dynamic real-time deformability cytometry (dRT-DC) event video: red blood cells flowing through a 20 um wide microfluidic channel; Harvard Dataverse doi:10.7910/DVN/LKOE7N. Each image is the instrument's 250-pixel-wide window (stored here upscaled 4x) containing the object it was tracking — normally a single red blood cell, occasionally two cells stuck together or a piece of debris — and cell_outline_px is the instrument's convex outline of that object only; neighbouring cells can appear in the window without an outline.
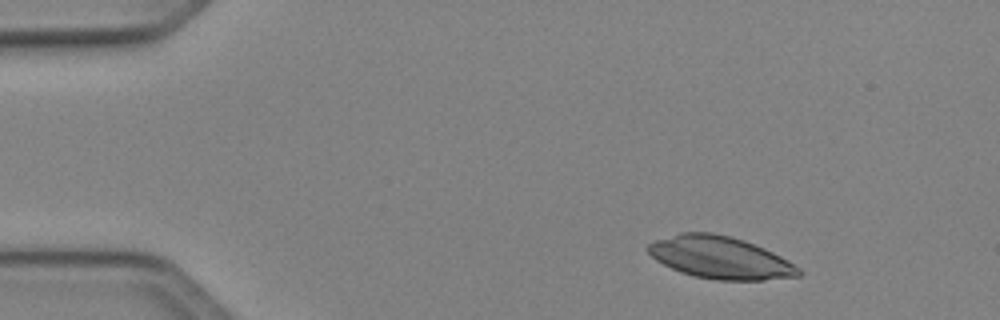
{"species": "Egyptian fruit bat (a non-hibernating species)", "species_latin": "Rousettus aegyptiacus", "temperature_condition": "cold", "stored_images_in_passage": 48, "camera_frame_rate_fps": 3000, "um_per_image_px": 0.085, "animal": {"sex": "female"}, "frame": {"image": 1, "passage_image": 5, "time_ms": 1.333, "image_size_px": [1000, 320], "cell_outline_px": [[804, 272], [800, 276], [764, 280], [716, 280], [692, 276], [680, 272], [656, 260], [644, 248], [648, 244], [656, 240], [684, 232], [712, 232], [744, 240], [764, 248], [788, 260], [800, 268]], "centroid_in_image_um": [61.23, 21.9], "position_along_channel_um": 23.8, "area_um2": 37.11}}
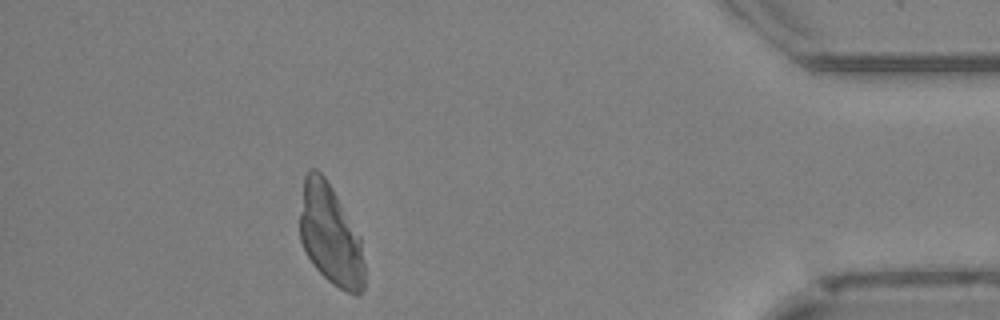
{"frame": {"image": 2, "passage_image": 43, "time_ms": 14.0, "image_size_px": [1000, 320], "cell_outline_px": [[364, 288], [356, 296], [332, 284], [312, 264], [300, 240], [300, 212], [304, 176], [308, 168], [316, 168], [324, 176], [332, 188], [360, 236], [364, 264]], "centroid_in_image_um": [28.07, 19.97], "position_along_channel_um": 407.1, "area_um2": 37.74}}